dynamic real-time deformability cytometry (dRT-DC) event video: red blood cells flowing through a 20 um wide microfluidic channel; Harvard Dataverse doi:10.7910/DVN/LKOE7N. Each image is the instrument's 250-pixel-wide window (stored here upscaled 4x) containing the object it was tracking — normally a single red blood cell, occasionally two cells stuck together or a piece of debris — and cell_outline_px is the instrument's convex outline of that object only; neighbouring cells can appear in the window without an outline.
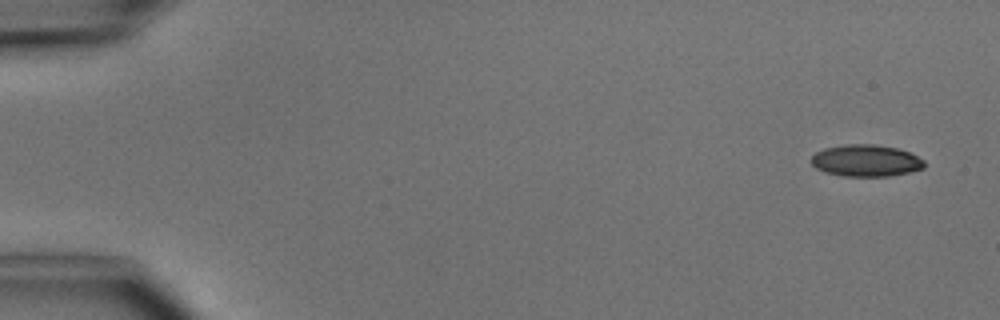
{"species": "common noctule bat (a hibernating species)", "species_latin": "Nyctalus noctula", "temperature_condition": "cold", "stored_images_in_passage": 6, "camera_frame_rate_fps": 3000, "um_per_image_px": 0.085, "animal": {"sex": "male", "body_mass_g": 15.6}, "frame": {"image": 1, "passage_image": 1, "time_ms": 0.0, "image_size_px": [1000, 320], "cell_outline_px": [[924, 168], [908, 172], [888, 176], [840, 176], [824, 172], [816, 168], [808, 160], [816, 152], [824, 148], [848, 144], [872, 144], [896, 148], [908, 152], [924, 160]], "centroid_in_image_um": [73.55, 13.66], "position_along_channel_um": 11.5, "area_um2": 20.92}}
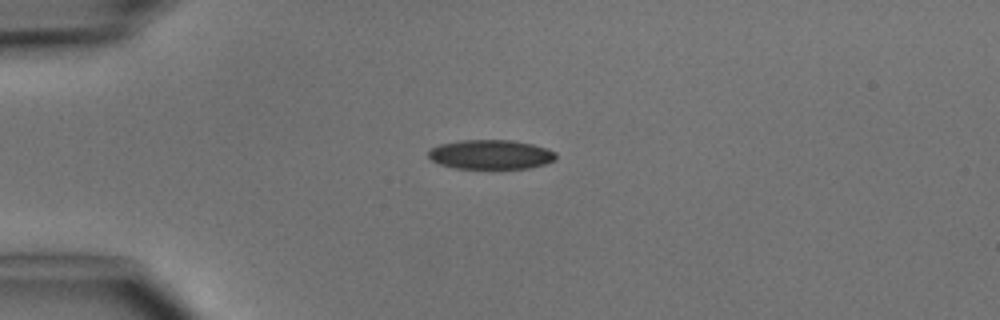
{"frame": {"image": 2, "passage_image": 3, "time_ms": 3.333, "image_size_px": [1000, 320], "cell_outline_px": [[556, 160], [544, 164], [528, 168], [492, 172], [456, 168], [440, 164], [432, 160], [428, 156], [428, 152], [432, 148], [440, 144], [460, 140], [512, 140], [532, 144], [548, 148], [556, 152]], "centroid_in_image_um": [41.74, 13.18], "position_along_channel_um": 43.3, "area_um2": 22.83}}
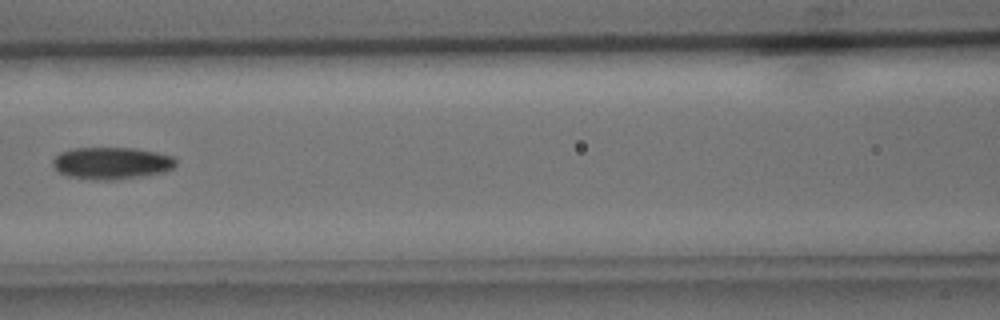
{"frame": {"image": 3, "passage_image": 6, "time_ms": 6.667, "image_size_px": [1000, 320], "cell_outline_px": [[176, 164], [172, 168], [164, 172], [116, 180], [96, 180], [68, 176], [60, 172], [52, 164], [52, 160], [60, 152], [72, 148], [136, 148], [156, 152], [172, 156], [176, 160]], "centroid_in_image_um": [9.48, 13.86], "position_along_channel_um": 157.1, "area_um2": 22.95}}